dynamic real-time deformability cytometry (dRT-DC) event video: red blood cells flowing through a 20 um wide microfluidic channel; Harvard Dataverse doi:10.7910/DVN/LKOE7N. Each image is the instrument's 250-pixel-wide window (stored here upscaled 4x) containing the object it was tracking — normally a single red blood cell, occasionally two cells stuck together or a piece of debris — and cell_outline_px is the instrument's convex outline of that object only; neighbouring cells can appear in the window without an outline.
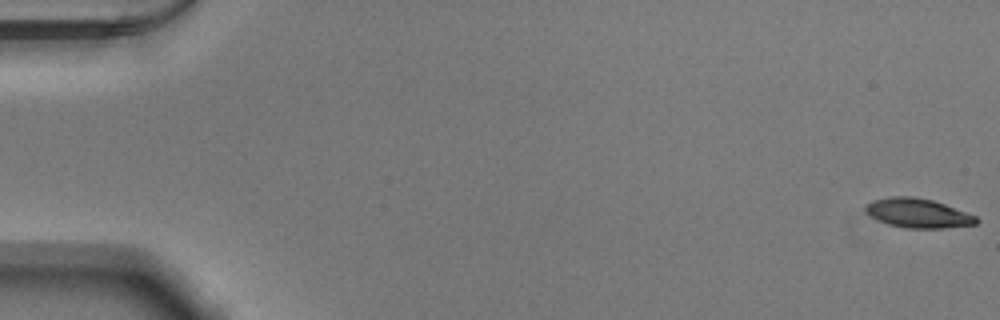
{"species": "Egyptian fruit bat (a non-hibernating species)", "species_latin": "Rousettus aegyptiacus", "temperature_condition": "warm", "stored_images_in_passage": 53, "camera_frame_rate_fps": 3000, "um_per_image_px": 0.085, "animal": {"sex": "male"}, "frame": {"image": 1, "passage_image": 1, "time_ms": 0.0, "image_size_px": [1000, 320], "cell_outline_px": [[980, 220], [976, 224], [940, 228], [904, 228], [888, 224], [872, 216], [864, 208], [872, 200], [892, 196], [912, 196], [932, 200], [944, 204], [976, 216]], "centroid_in_image_um": [78.04, 18.11], "position_along_channel_um": 7.0, "area_um2": 18.61}}
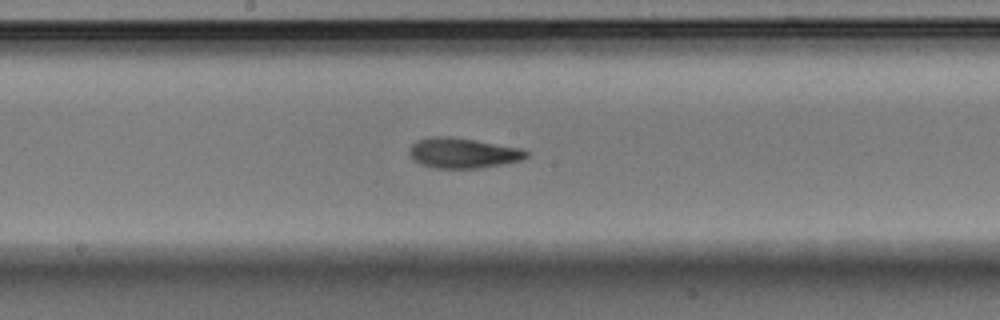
{"frame": {"image": 2, "passage_image": 29, "time_ms": 9.333, "image_size_px": [1000, 320], "cell_outline_px": [[528, 156], [520, 160], [504, 164], [480, 168], [436, 168], [420, 164], [412, 160], [408, 152], [408, 148], [416, 140], [432, 136], [452, 136], [520, 148], [528, 152]], "centroid_in_image_um": [39.29, 13.0], "position_along_channel_um": 208.9, "area_um2": 20.75}}
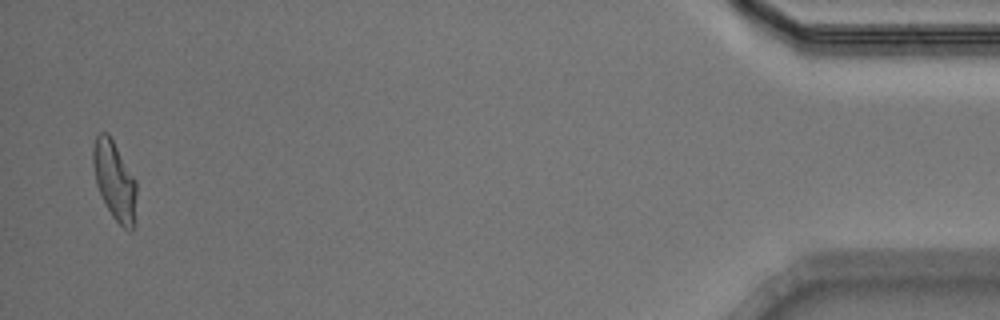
{"frame": {"image": 3, "passage_image": 52, "time_ms": 17.0, "image_size_px": [1000, 320], "cell_outline_px": [[136, 196], [132, 232], [124, 228], [112, 216], [96, 184], [92, 164], [92, 148], [96, 136], [100, 132], [108, 132], [136, 180]], "centroid_in_image_um": [9.72, 15.3], "position_along_channel_um": 425.5, "area_um2": 19.71}, "authors_computed_cell_mechanics": {"area_um2": 19.941, "velocity_mm_per_s": 3.8905, "shape_relaxation_time_tau1_ms": 4.6275, "shape_relaxation_time_tau2_ms": 2.8328, "deformation_change_tau1": 0.187, "deformation_change_tau2": 0.1083}}